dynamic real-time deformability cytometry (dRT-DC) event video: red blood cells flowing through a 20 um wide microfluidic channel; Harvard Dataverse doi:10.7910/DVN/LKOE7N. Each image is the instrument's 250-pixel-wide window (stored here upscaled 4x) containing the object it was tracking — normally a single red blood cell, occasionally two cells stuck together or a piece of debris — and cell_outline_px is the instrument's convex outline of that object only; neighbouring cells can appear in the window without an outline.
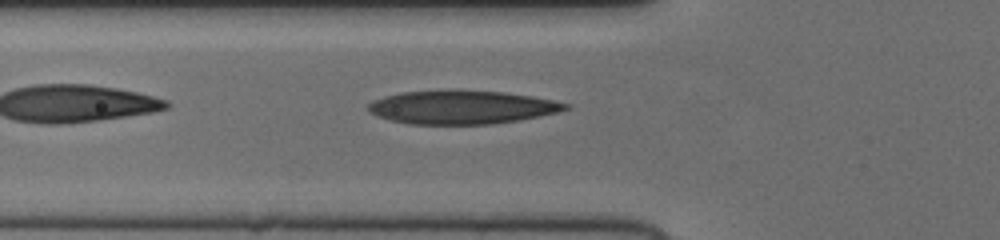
{"species": "human", "species_latin": "Homo sapiens", "temperature_condition": "cold", "stored_images_in_passage": 33, "camera_frame_rate_fps": 3000, "um_per_image_px": 0.085, "donor": {"sex": "female"}, "frame": {"image": 1, "passage_image": 3, "time_ms": 0.667, "image_size_px": [1000, 240], "cell_outline_px": [[572, 108], [540, 116], [520, 120], [492, 124], [408, 124], [376, 116], [368, 108], [368, 104], [372, 100], [384, 96], [400, 92], [448, 88], [504, 92], [532, 96], [572, 104]], "centroid_in_image_um": [39.26, 9.09], "position_along_channel_um": 86.5, "area_um2": 39.25}}
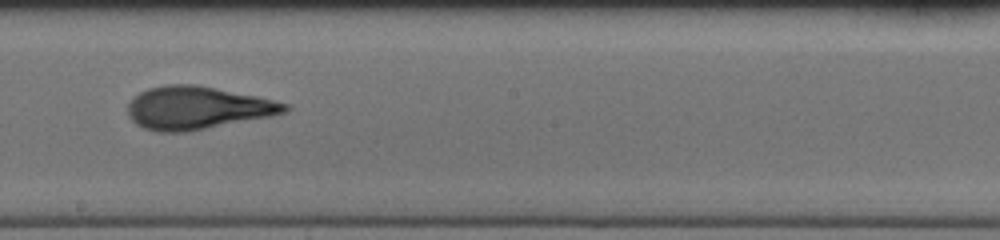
{"frame": {"image": 2, "passage_image": 14, "time_ms": 4.333, "image_size_px": [1000, 240], "cell_outline_px": [[292, 108], [288, 112], [188, 132], [156, 132], [144, 128], [136, 124], [128, 116], [128, 104], [140, 92], [148, 88], [164, 84], [192, 84], [256, 96], [288, 104]], "centroid_in_image_um": [16.74, 9.18], "position_along_channel_um": 231.5, "area_um2": 38.9}}
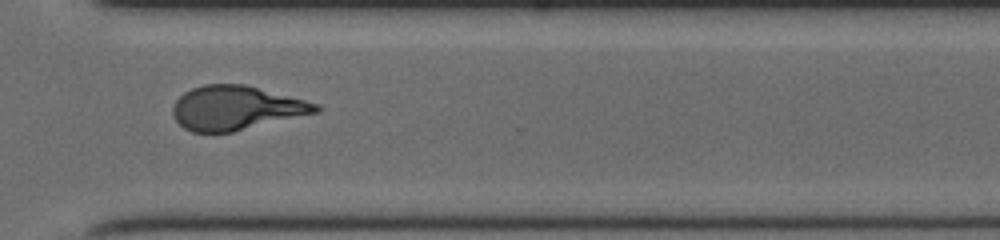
{"frame": {"image": 3, "passage_image": 23, "time_ms": 7.333, "image_size_px": [1000, 240], "cell_outline_px": [[324, 108], [320, 112], [232, 132], [192, 132], [184, 128], [176, 120], [172, 112], [172, 108], [176, 100], [184, 92], [192, 88], [204, 84], [244, 84], [320, 104]], "centroid_in_image_um": [20.09, 9.17], "position_along_channel_um": 350.5, "area_um2": 36.76}}